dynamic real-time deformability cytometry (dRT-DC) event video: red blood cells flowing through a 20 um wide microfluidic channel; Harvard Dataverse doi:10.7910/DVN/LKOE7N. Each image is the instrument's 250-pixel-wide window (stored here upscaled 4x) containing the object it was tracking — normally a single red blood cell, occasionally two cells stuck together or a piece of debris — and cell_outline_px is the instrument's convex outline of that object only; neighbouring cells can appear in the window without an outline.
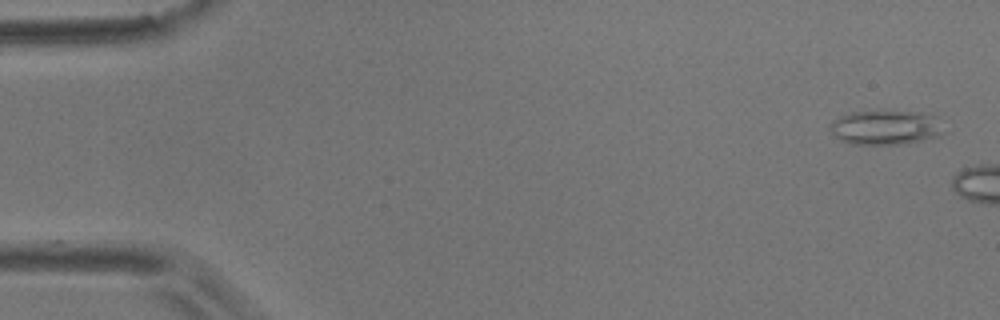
{"species": "common noctule bat (a hibernating species)", "species_latin": "Nyctalus noctula", "temperature_condition": "room temperature", "stored_images_in_passage": 3, "camera_frame_rate_fps": 3000, "um_per_image_px": 0.085, "animal": {"sex": "male", "body_mass_g": 17.9}, "frame": {"image": 1, "passage_image": 1, "time_ms": 0.0, "image_size_px": [1000, 320], "cell_outline_px": [[948, 132], [940, 136], [900, 144], [852, 144], [840, 140], [828, 128], [828, 124], [832, 120], [848, 112], [920, 112], [936, 116]], "centroid_in_image_um": [75.3, 10.84], "position_along_channel_um": 9.7, "area_um2": 22.95}}